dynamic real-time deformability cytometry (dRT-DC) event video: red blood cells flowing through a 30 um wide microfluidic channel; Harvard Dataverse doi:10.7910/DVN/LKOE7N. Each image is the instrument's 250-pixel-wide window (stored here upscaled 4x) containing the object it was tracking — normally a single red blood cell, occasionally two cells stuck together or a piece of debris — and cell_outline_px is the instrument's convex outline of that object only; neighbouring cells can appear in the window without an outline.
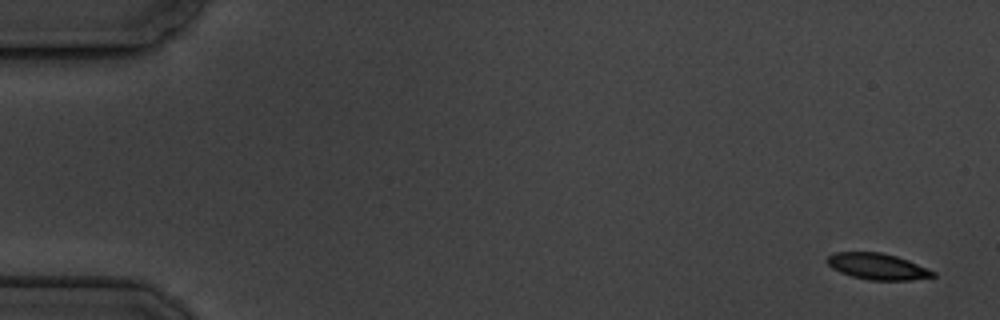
{"species": "common noctule bat (a hibernating species)", "species_latin": "Nyctalus noctula", "temperature_condition": "cold", "stored_images_in_passage": 5, "camera_frame_rate_fps": 3000, "um_per_image_px": 0.085, "animal": {"sex": "male", "body_mass_g": 19.5, "forearm_length_mm": 54.6}, "frame": {"image": 1, "passage_image": 1, "time_ms": 0.0, "image_size_px": [1000, 320], "cell_outline_px": [[936, 276], [912, 280], [868, 280], [852, 276], [840, 272], [832, 268], [828, 264], [828, 256], [836, 252], [880, 252], [896, 256], [908, 260], [936, 272]], "centroid_in_image_um": [74.6, 22.65], "position_along_channel_um": 10.4, "area_um2": 16.07}}
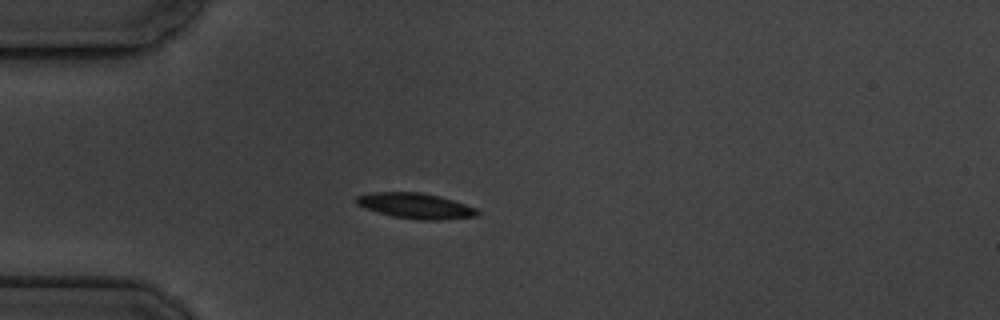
{"frame": {"image": 2, "passage_image": 5, "time_ms": 4.667, "image_size_px": [1000, 320], "cell_outline_px": [[480, 216], [440, 220], [416, 220], [392, 216], [376, 212], [356, 204], [356, 196], [368, 192], [420, 192], [440, 196], [476, 208], [480, 212]], "centroid_in_image_um": [35.32, 17.5], "position_along_channel_um": 49.7, "area_um2": 18.15}}